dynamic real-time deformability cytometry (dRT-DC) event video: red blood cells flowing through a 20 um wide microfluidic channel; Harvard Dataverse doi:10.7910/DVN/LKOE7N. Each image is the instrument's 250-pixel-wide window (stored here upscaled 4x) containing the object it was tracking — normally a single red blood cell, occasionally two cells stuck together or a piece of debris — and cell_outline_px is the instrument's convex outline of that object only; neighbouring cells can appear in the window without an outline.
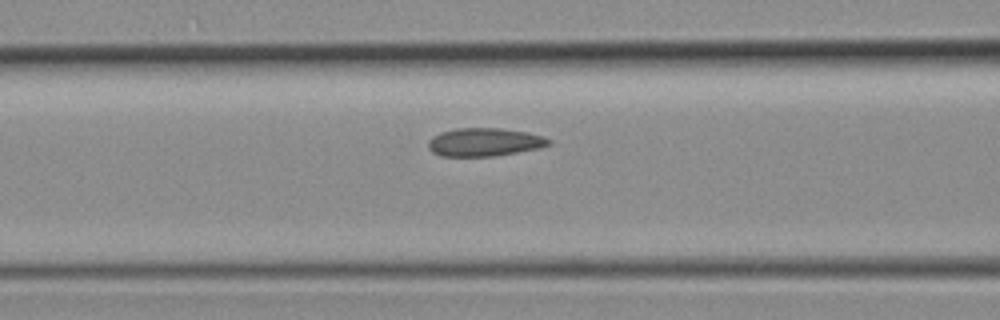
{"species": "common noctule bat (a hibernating species)", "species_latin": "Nyctalus noctula", "temperature_condition": "room temperature", "stored_images_in_passage": 29, "camera_frame_rate_fps": 3000, "um_per_image_px": 0.085, "animal": {"sex": "female", "body_mass_g": 19.3, "forearm_length_mm": 54.1}, "frame": {"image": 1, "passage_image": 13, "time_ms": 4.0, "image_size_px": [1000, 320], "cell_outline_px": [[552, 144], [540, 148], [492, 156], [440, 156], [432, 152], [428, 148], [428, 140], [432, 136], [440, 132], [456, 128], [500, 128], [528, 132], [544, 136], [552, 140]], "centroid_in_image_um": [41.18, 12.07], "position_along_channel_um": 125.4, "area_um2": 20.0}}
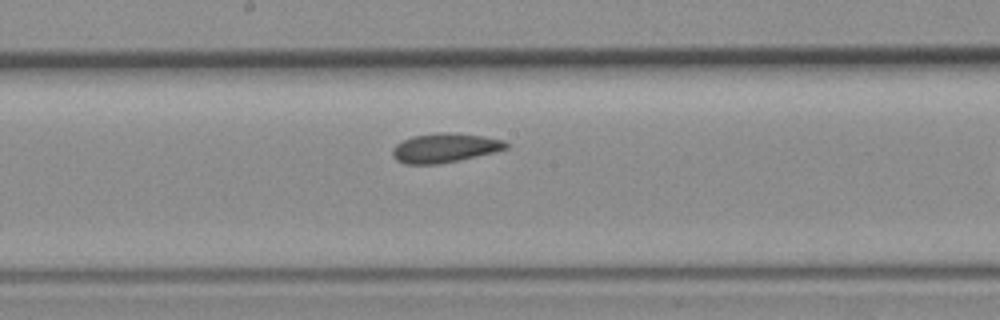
{"frame": {"image": 2, "passage_image": 18, "time_ms": 5.667, "image_size_px": [1000, 320], "cell_outline_px": [[508, 148], [460, 160], [440, 164], [404, 164], [396, 160], [392, 156], [392, 148], [396, 144], [412, 136], [440, 132], [448, 132], [480, 136], [504, 140], [508, 144]], "centroid_in_image_um": [37.76, 12.58], "position_along_channel_um": 210.4, "area_um2": 19.25}}
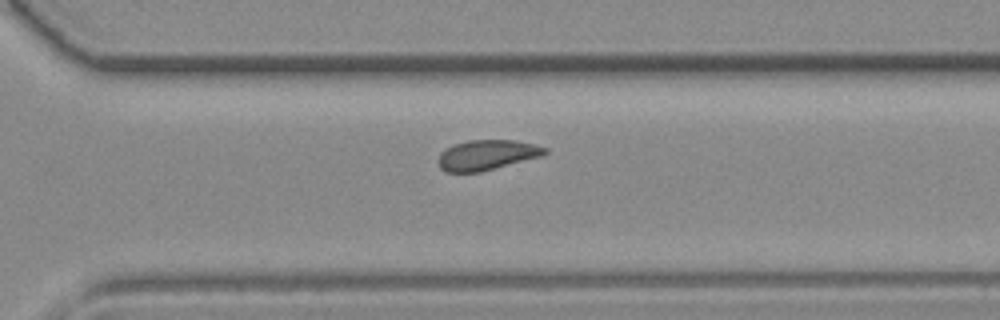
{"frame": {"image": 3, "passage_image": 25, "time_ms": 8.0, "image_size_px": [1000, 320], "cell_outline_px": [[548, 152], [540, 156], [480, 172], [448, 172], [440, 168], [440, 152], [452, 144], [468, 140], [516, 140], [536, 144], [548, 148]], "centroid_in_image_um": [41.4, 13.15], "position_along_channel_um": 329.2, "area_um2": 18.61}}